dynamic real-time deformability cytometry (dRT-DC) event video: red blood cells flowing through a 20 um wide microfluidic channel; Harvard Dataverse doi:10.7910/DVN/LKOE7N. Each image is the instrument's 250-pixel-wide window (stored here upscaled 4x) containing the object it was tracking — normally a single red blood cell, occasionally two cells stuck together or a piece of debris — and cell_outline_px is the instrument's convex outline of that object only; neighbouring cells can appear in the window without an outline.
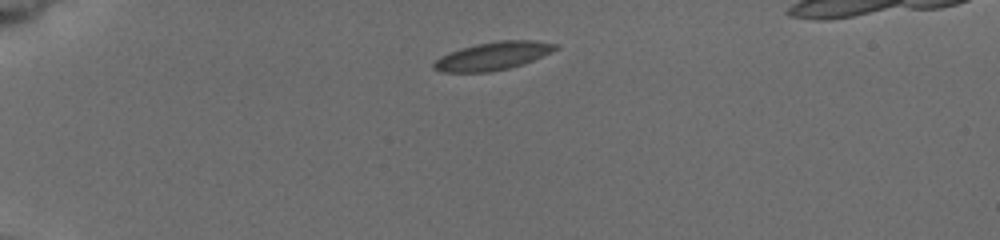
{"species": "common noctule bat (a hibernating species)", "species_latin": "Nyctalus noctula", "temperature_condition": "cold", "stored_images_in_passage": 3, "camera_frame_rate_fps": 3000, "um_per_image_px": 0.085, "animal": {"sex": "female", "body_mass_g": 19.5, "forearm_length_mm": 54.1}, "frame": {"image": 1, "passage_image": 1, "time_ms": 0.0, "image_size_px": [1000, 240], "cell_outline_px": [[560, 48], [532, 60], [508, 68], [488, 72], [444, 72], [432, 68], [432, 64], [440, 56], [448, 52], [460, 48], [476, 44], [500, 40], [532, 40], [556, 44]], "centroid_in_image_um": [41.85, 4.75], "position_along_channel_um": 43.1, "area_um2": 19.71}}
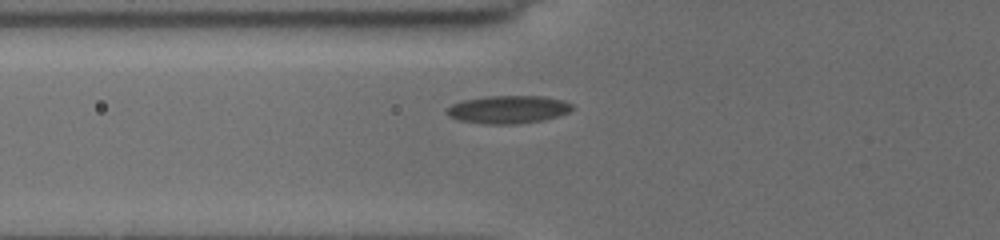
{"frame": {"image": 2, "passage_image": 3, "time_ms": 2.333, "image_size_px": [1000, 240], "cell_outline_px": [[572, 108], [568, 112], [556, 116], [540, 120], [516, 124], [488, 124], [460, 120], [448, 116], [444, 112], [452, 104], [464, 100], [488, 96], [544, 96], [564, 100], [572, 104]], "centroid_in_image_um": [43.17, 9.3], "position_along_channel_um": 82.6, "area_um2": 20.17}}